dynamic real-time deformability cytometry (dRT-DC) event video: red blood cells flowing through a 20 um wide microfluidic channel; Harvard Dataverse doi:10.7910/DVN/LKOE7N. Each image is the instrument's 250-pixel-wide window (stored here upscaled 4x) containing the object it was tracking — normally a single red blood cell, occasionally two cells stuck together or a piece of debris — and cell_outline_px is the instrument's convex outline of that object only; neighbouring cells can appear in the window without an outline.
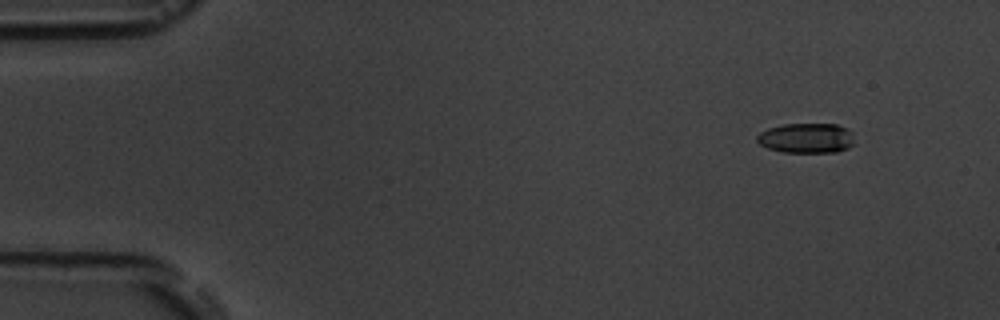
{"species": "common noctule bat (a hibernating species)", "species_latin": "Nyctalus noctula", "temperature_condition": "room temperature", "stored_images_in_passage": 5, "camera_frame_rate_fps": 3000, "um_per_image_px": 0.085, "animal": {"sex": "male", "body_mass_g": 19.5, "forearm_length_mm": 54.6}, "frame": {"image": 1, "passage_image": 1, "time_ms": 0.0, "image_size_px": [1000, 320], "cell_outline_px": [[856, 144], [848, 148], [836, 152], [784, 152], [768, 148], [760, 144], [756, 140], [756, 136], [760, 132], [768, 128], [784, 124], [836, 124], [848, 128], [852, 132]], "centroid_in_image_um": [68.59, 11.73], "position_along_channel_um": 16.4, "area_um2": 17.22}}